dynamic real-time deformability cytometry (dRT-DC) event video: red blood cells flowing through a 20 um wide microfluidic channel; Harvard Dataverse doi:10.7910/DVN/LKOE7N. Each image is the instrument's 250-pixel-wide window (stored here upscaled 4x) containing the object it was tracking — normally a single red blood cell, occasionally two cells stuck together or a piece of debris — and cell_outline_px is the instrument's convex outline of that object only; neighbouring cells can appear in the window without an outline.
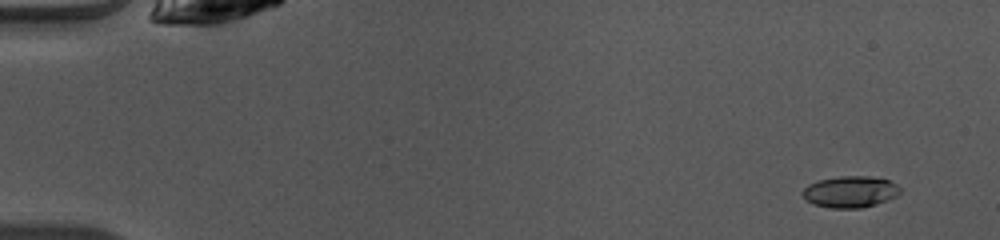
{"species": "common noctule bat (a hibernating species)", "species_latin": "Nyctalus noctula", "temperature_condition": "warm", "stored_images_in_passage": 47, "camera_frame_rate_fps": 3000, "um_per_image_px": 0.085, "animal": {"sex": "female", "body_mass_g": 10.0, "forearm_length_mm": 53.1}, "frame": {"image": 1, "passage_image": 1, "time_ms": 0.0, "image_size_px": [1000, 240], "cell_outline_px": [[900, 192], [896, 196], [888, 200], [876, 204], [860, 208], [828, 208], [812, 204], [800, 192], [808, 184], [820, 180], [840, 176], [872, 176], [888, 180], [896, 184], [900, 188]], "centroid_in_image_um": [72.26, 16.3], "position_along_channel_um": 12.7, "area_um2": 17.92}}
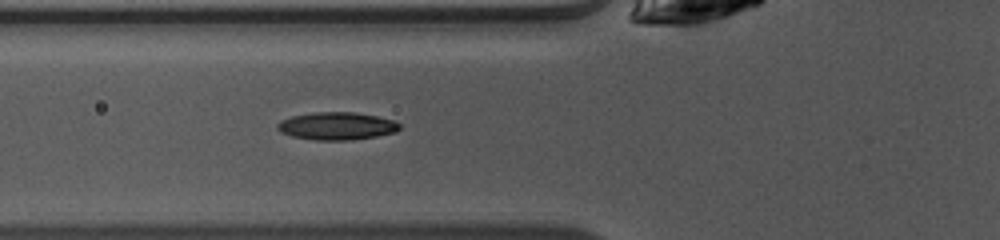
{"frame": {"image": 2, "passage_image": 16, "time_ms": 5.0, "image_size_px": [1000, 240], "cell_outline_px": [[400, 128], [396, 132], [376, 136], [348, 140], [316, 140], [292, 136], [280, 132], [276, 128], [276, 124], [280, 120], [292, 116], [316, 112], [356, 112], [376, 116], [392, 120], [400, 124]], "centroid_in_image_um": [28.6, 10.71], "position_along_channel_um": 97.2, "area_um2": 19.65}}
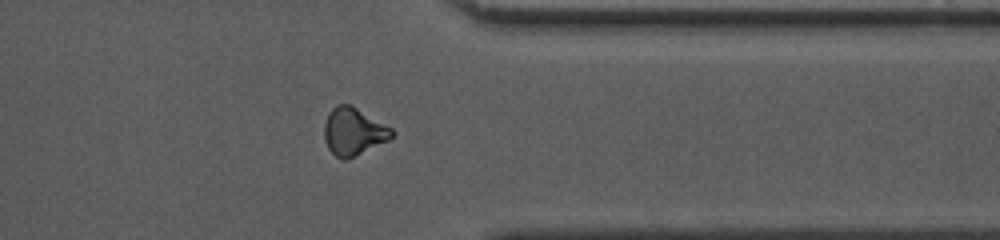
{"frame": {"image": 3, "passage_image": 37, "time_ms": 12.0, "image_size_px": [1000, 240], "cell_outline_px": [[396, 132], [388, 140], [344, 160], [340, 160], [328, 148], [324, 140], [324, 124], [328, 112], [336, 104], [352, 104], [392, 128]], "centroid_in_image_um": [30.03, 11.14], "position_along_channel_um": 381.4, "area_um2": 18.73}, "authors_computed_cell_mechanics": {"area_um2": 18.1492, "velocity_mm_per_s": 4.1043, "shape_relaxation_time_tau1_ms": 3.2103, "shape_relaxation_time_tau2_ms": 4.0876, "deformation_change_tau1": 0.1172, "deformation_change_tau2": 0.1056}}